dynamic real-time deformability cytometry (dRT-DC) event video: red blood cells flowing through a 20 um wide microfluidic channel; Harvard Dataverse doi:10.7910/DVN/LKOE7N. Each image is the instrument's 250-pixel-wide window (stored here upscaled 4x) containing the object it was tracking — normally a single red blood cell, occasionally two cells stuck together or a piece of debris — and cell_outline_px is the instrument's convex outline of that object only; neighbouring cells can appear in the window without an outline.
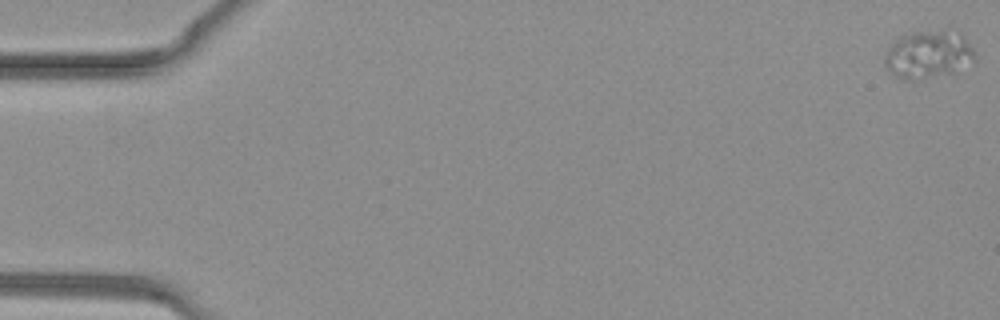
{"species": "common noctule bat (a hibernating species)", "species_latin": "Nyctalus noctula", "temperature_condition": "warm", "stored_images_in_passage": 11, "camera_frame_rate_fps": 3000, "um_per_image_px": 0.085, "animal": {"sex": "female", "body_mass_g": 19.3, "forearm_length_mm": 54.1}, "frame": {"image": 1, "passage_image": 1, "time_ms": 0.0, "image_size_px": [1000, 320], "cell_outline_px": [[976, 60], [956, 72], [912, 80], [904, 80], [888, 72], [884, 68], [884, 56], [888, 44], [896, 36], [912, 32], [948, 24], [960, 32], [964, 36], [972, 48], [976, 56]], "centroid_in_image_um": [78.9, 4.53], "position_along_channel_um": 6.1, "area_um2": 26.82}}